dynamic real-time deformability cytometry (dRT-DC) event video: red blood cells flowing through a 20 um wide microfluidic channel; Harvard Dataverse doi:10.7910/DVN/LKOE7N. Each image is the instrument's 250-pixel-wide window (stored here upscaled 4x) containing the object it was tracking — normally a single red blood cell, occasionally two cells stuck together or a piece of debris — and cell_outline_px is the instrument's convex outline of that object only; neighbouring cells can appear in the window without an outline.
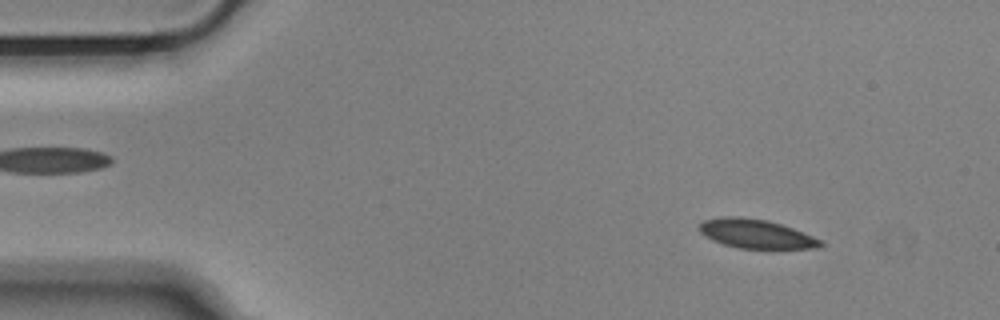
{"species": "Egyptian fruit bat (a non-hibernating species)", "species_latin": "Rousettus aegyptiacus", "temperature_condition": "cold", "stored_images_in_passage": 54, "camera_frame_rate_fps": 3000, "um_per_image_px": 0.085, "animal": {"sex": "male"}, "frame": {"image": 1, "passage_image": 6, "time_ms": 1.667, "image_size_px": [1000, 320], "cell_outline_px": [[824, 244], [816, 248], [740, 248], [724, 244], [712, 240], [704, 236], [696, 228], [704, 220], [724, 216], [732, 216], [768, 220], [792, 228], [824, 240]], "centroid_in_image_um": [64.25, 19.87], "position_along_channel_um": 20.8, "area_um2": 20.4}}
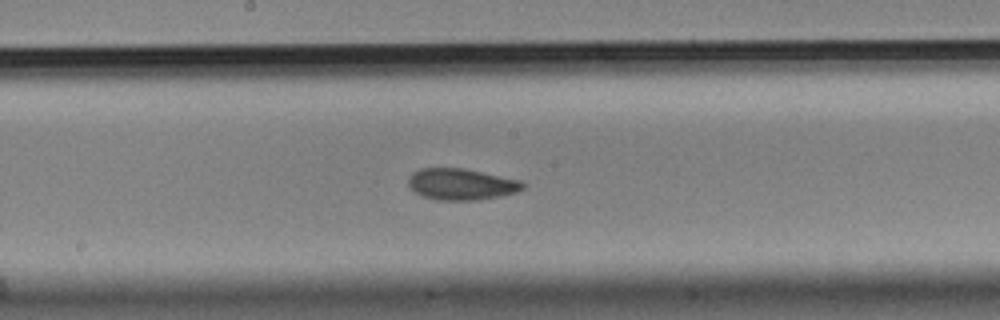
{"frame": {"image": 2, "passage_image": 28, "time_ms": 9.0, "image_size_px": [1000, 320], "cell_outline_px": [[528, 184], [524, 188], [516, 192], [500, 196], [480, 200], [436, 200], [424, 196], [416, 192], [408, 184], [408, 180], [412, 172], [420, 168], [464, 168], [520, 180]], "centroid_in_image_um": [39.24, 15.66], "position_along_channel_um": 209.0, "area_um2": 20.98}}
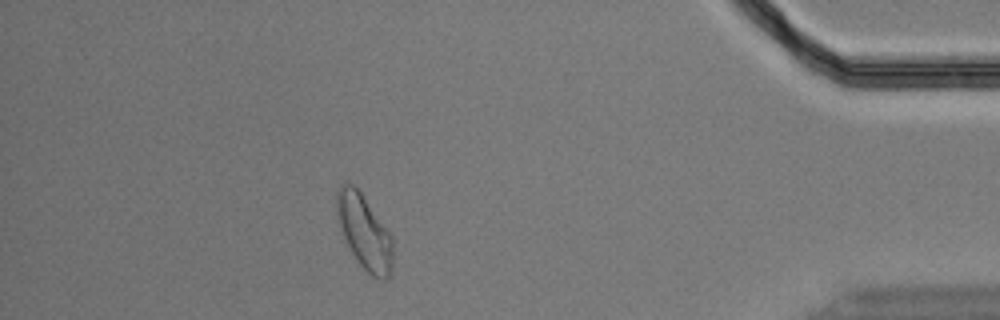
{"frame": {"image": 3, "passage_image": 48, "time_ms": 15.667, "image_size_px": [1000, 320], "cell_outline_px": [[392, 268], [388, 280], [376, 280], [356, 260], [344, 236], [336, 212], [336, 192], [340, 184], [352, 184], [360, 192], [392, 236]], "centroid_in_image_um": [30.98, 19.75], "position_along_channel_um": 404.2, "area_um2": 23.93}, "authors_computed_cell_mechanics": {"area_um2": 21.0681, "velocity_mm_per_s": 3.6357, "shape_relaxation_time_tau1_ms": 4.5915, "shape_relaxation_time_tau2_ms": 2.6142, "deformation_change_tau1": 0.1023, "deformation_change_tau2": 0.0674}}